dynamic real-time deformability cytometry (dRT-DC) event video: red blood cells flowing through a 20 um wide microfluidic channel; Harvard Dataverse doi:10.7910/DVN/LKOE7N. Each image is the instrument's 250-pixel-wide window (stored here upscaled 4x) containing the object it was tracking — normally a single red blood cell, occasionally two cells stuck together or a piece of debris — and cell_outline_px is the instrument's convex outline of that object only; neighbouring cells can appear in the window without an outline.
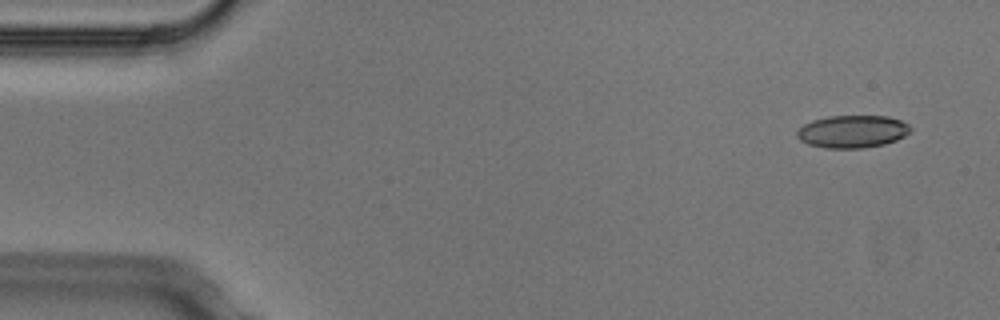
{"species": "Egyptian fruit bat (a non-hibernating species)", "species_latin": "Rousettus aegyptiacus", "temperature_condition": "cold", "stored_images_in_passage": 3, "camera_frame_rate_fps": 3000, "um_per_image_px": 0.085, "animal": {"sex": "male"}, "frame": {"image": 1, "passage_image": 1, "time_ms": 0.0, "image_size_px": [1000, 320], "cell_outline_px": [[912, 128], [904, 136], [896, 140], [884, 144], [864, 148], [824, 148], [808, 144], [800, 140], [796, 136], [796, 132], [804, 124], [812, 120], [828, 116], [888, 116], [900, 120], [908, 124]], "centroid_in_image_um": [72.44, 11.18], "position_along_channel_um": 12.6, "area_um2": 21.56}}